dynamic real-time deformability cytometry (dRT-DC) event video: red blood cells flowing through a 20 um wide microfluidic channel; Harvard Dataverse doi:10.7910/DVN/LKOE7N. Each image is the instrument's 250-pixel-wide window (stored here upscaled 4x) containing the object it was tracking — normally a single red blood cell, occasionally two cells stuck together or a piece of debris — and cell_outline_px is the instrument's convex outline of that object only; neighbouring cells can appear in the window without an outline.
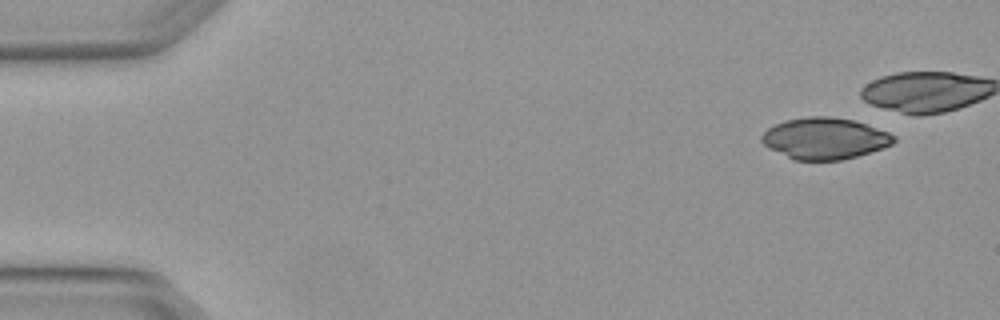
{"species": "Egyptian fruit bat (a non-hibernating species)", "species_latin": "Rousettus aegyptiacus", "temperature_condition": "warm", "stored_images_in_passage": 5, "camera_frame_rate_fps": 3000, "um_per_image_px": 0.085, "animal": {"sex": "female"}, "frame": {"image": 1, "passage_image": 1, "time_ms": 0.0, "image_size_px": [1000, 320], "cell_outline_px": [[896, 140], [892, 144], [884, 148], [856, 156], [840, 160], [792, 160], [768, 148], [760, 140], [760, 136], [768, 128], [784, 120], [804, 116], [832, 116], [852, 120], [888, 132], [896, 136]], "centroid_in_image_um": [70.07, 11.77], "position_along_channel_um": 14.9, "area_um2": 32.02}}